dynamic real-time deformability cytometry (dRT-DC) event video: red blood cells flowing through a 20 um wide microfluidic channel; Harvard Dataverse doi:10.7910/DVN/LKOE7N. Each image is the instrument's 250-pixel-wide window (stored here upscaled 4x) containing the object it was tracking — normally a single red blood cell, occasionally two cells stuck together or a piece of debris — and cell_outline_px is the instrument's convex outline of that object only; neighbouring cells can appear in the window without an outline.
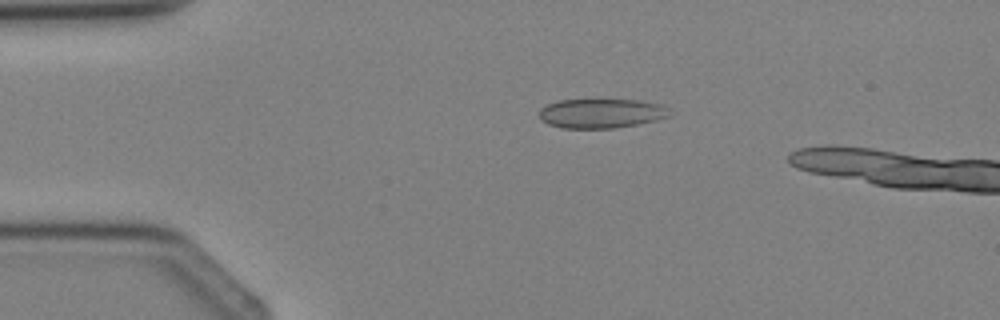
{"species": "Egyptian fruit bat (a non-hibernating species)", "species_latin": "Rousettus aegyptiacus", "temperature_condition": "cold", "stored_images_in_passage": 5, "camera_frame_rate_fps": 3000, "um_per_image_px": 0.085, "animal": {"sex": "female"}, "frame": {"image": 1, "passage_image": 3, "time_ms": 2.333, "image_size_px": [1000, 320], "cell_outline_px": [[672, 116], [656, 120], [616, 128], [560, 128], [548, 124], [540, 120], [540, 108], [556, 100], [640, 100], [660, 104], [668, 108]], "centroid_in_image_um": [51.1, 9.64], "position_along_channel_um": 33.9, "area_um2": 22.43}}
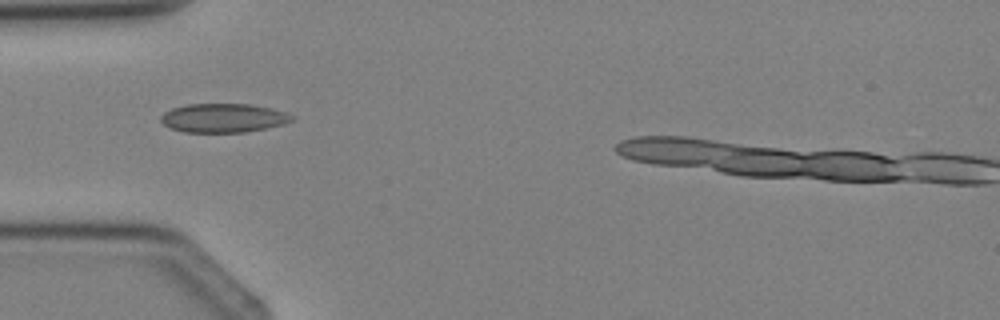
{"frame": {"image": 2, "passage_image": 4, "time_ms": 3.667, "image_size_px": [1000, 320], "cell_outline_px": [[296, 116], [292, 120], [284, 124], [244, 132], [184, 132], [168, 128], [160, 120], [160, 116], [164, 112], [172, 108], [188, 104], [248, 104], [272, 108], [288, 112]], "centroid_in_image_um": [18.99, 10.02], "position_along_channel_um": 66.0, "area_um2": 22.2}}
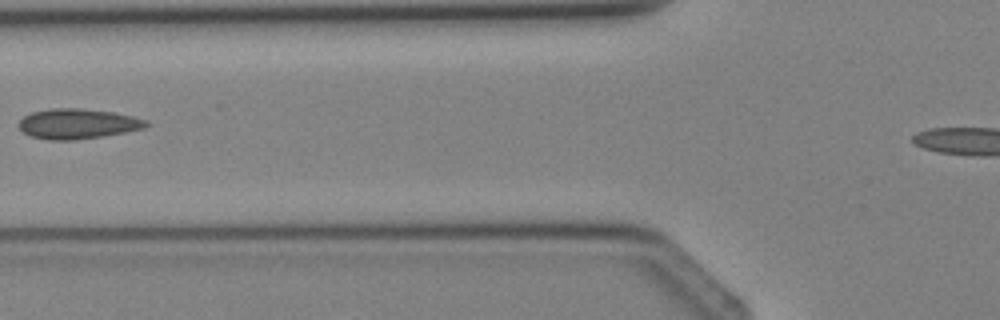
{"frame": {"image": 3, "passage_image": 5, "time_ms": 4.667, "image_size_px": [1000, 320], "cell_outline_px": [[148, 124], [144, 128], [104, 136], [76, 140], [48, 140], [32, 136], [24, 132], [20, 128], [20, 120], [24, 116], [32, 112], [52, 108], [80, 108], [112, 112], [132, 116], [148, 120]], "centroid_in_image_um": [6.61, 10.52], "position_along_channel_um": 119.2, "area_um2": 22.2}}